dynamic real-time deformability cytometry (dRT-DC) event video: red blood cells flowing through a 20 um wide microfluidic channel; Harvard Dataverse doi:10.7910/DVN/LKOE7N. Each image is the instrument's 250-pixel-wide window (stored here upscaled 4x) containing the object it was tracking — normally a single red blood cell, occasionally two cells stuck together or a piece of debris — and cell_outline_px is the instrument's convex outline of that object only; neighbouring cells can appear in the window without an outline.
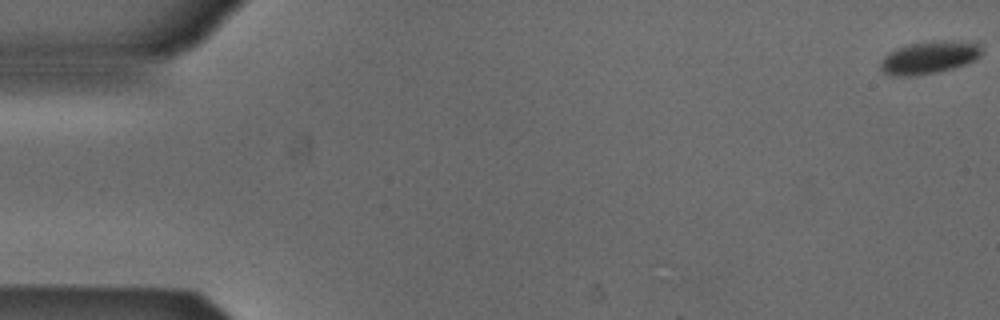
{"species": "Egyptian fruit bat (a non-hibernating species)", "species_latin": "Rousettus aegyptiacus", "temperature_condition": "cold", "stored_images_in_passage": 54, "camera_frame_rate_fps": 3000, "um_per_image_px": 0.085, "animal": {"sex": "male"}, "frame": {"image": 1, "passage_image": 1, "time_ms": 0.0, "image_size_px": [1000, 320], "cell_outline_px": [[984, 52], [976, 60], [952, 68], [936, 72], [916, 76], [892, 76], [884, 72], [880, 68], [880, 60], [888, 52], [896, 48], [908, 44], [924, 40], [952, 40], [980, 44], [984, 48]], "centroid_in_image_um": [78.98, 4.86], "position_along_channel_um": 6.0, "area_um2": 19.71}}
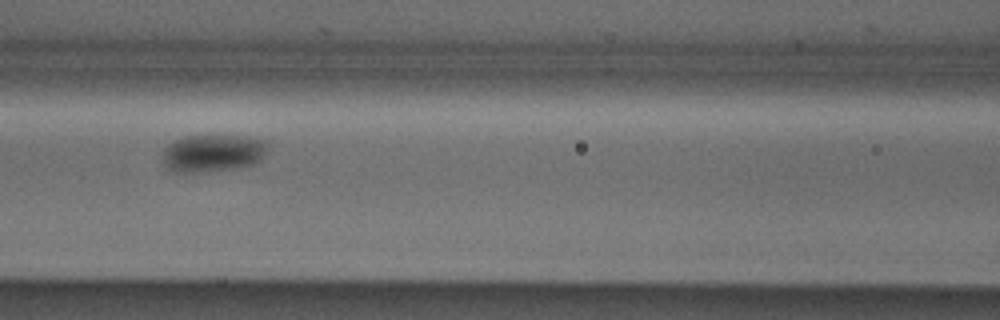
{"frame": {"image": 2, "passage_image": 24, "time_ms": 7.667, "image_size_px": [1000, 320], "cell_outline_px": [[268, 144], [264, 156], [256, 164], [236, 168], [196, 172], [176, 172], [168, 168], [164, 164], [160, 156], [164, 148], [168, 144], [184, 136], [248, 136], [268, 140]], "centroid_in_image_um": [18.1, 13.0], "position_along_channel_um": 148.5, "area_um2": 23.18}}
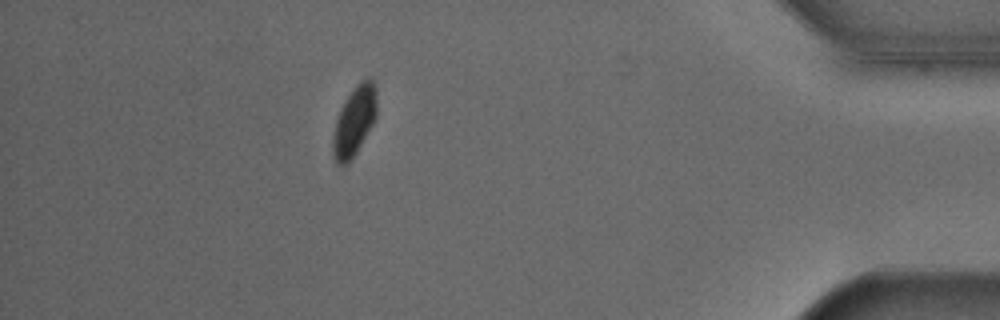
{"frame": {"image": 3, "passage_image": 48, "time_ms": 15.667, "image_size_px": [1000, 320], "cell_outline_px": [[376, 116], [372, 124], [356, 152], [348, 164], [336, 164], [332, 156], [332, 140], [336, 120], [340, 108], [344, 100], [356, 84], [360, 80], [368, 76], [372, 80], [376, 88]], "centroid_in_image_um": [30.1, 10.27], "position_along_channel_um": 405.1, "area_um2": 17.8}, "authors_computed_cell_mechanics": {"area_um2": 20.7502, "velocity_mm_per_s": 3.8453, "shape_relaxation_time_tau1_ms": 3.1638, "shape_relaxation_time_tau2_ms": null, "deformation_change_tau1": 0.0614, "deformation_change_tau2": null}}